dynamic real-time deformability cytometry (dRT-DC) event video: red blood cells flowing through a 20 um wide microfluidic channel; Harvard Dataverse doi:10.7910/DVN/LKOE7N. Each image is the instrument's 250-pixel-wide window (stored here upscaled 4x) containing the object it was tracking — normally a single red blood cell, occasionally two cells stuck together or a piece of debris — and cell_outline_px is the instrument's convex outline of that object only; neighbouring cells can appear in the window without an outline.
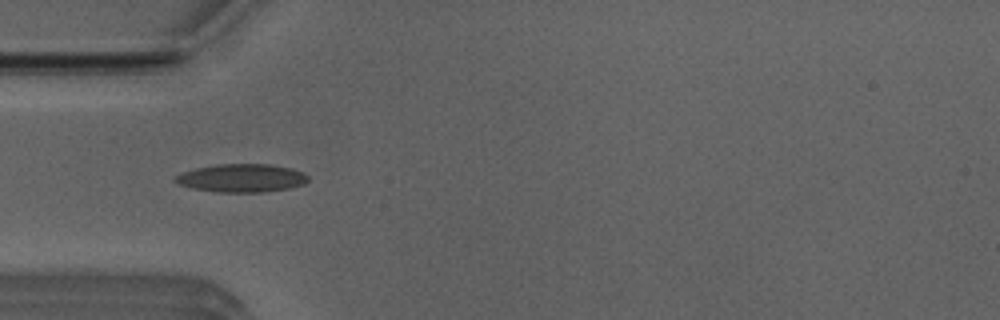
{"species": "Egyptian fruit bat (a non-hibernating species)", "species_latin": "Rousettus aegyptiacus", "temperature_condition": "room temperature", "stored_images_in_passage": 47, "camera_frame_rate_fps": 3000, "um_per_image_px": 0.085, "animal": {"sex": "male"}, "frame": {"image": 1, "passage_image": 11, "time_ms": 3.333, "image_size_px": [1000, 320], "cell_outline_px": [[308, 180], [304, 184], [288, 188], [268, 192], [216, 192], [192, 188], [180, 184], [172, 180], [176, 176], [184, 172], [196, 168], [216, 164], [272, 164], [292, 168], [304, 172], [308, 176]], "centroid_in_image_um": [20.57, 15.13], "position_along_channel_um": 64.4, "area_um2": 21.91}}
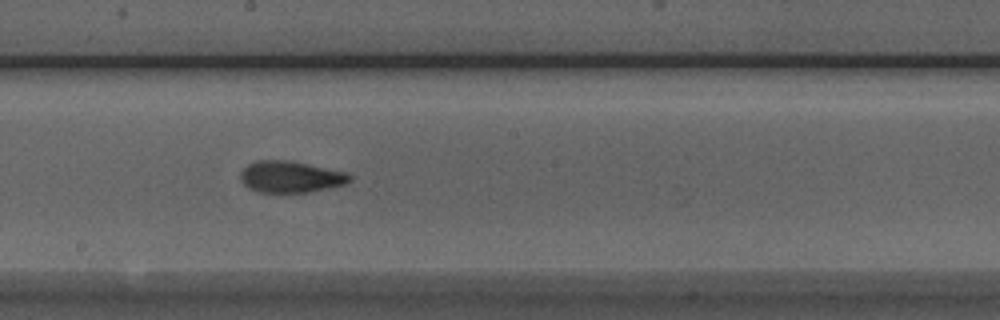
{"frame": {"image": 2, "passage_image": 23, "time_ms": 7.333, "image_size_px": [1000, 320], "cell_outline_px": [[352, 180], [344, 184], [328, 188], [308, 192], [260, 192], [248, 188], [240, 180], [240, 172], [248, 164], [256, 160], [288, 160], [344, 172], [352, 176]], "centroid_in_image_um": [24.66, 15.03], "position_along_channel_um": 223.5, "area_um2": 19.88}}
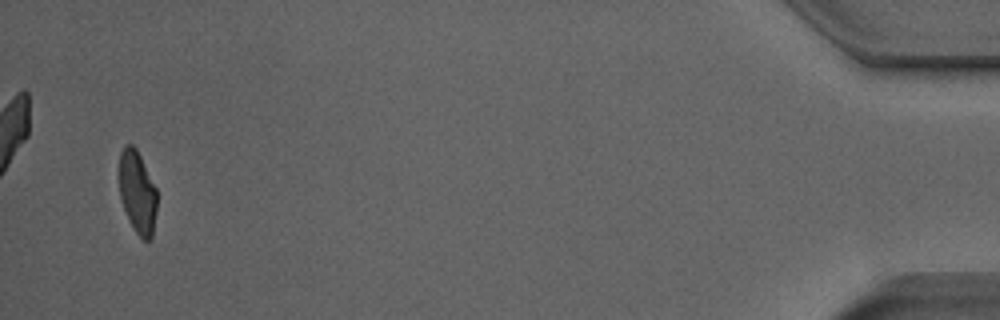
{"frame": {"image": 3, "passage_image": 45, "time_ms": 14.667, "image_size_px": [1000, 320], "cell_outline_px": [[156, 212], [152, 236], [148, 240], [144, 240], [136, 232], [128, 220], [120, 196], [120, 152], [128, 144], [132, 144], [136, 148], [156, 188]], "centroid_in_image_um": [11.68, 16.35], "position_along_channel_um": 423.5, "area_um2": 17.8}, "authors_computed_cell_mechanics": {"area_um2": 19.5942, "velocity_mm_per_s": 3.9777, "shape_relaxation_time_tau1_ms": 5.4057, "shape_relaxation_time_tau2_ms": 1.4917, "deformation_change_tau1": 0.204, "deformation_change_tau2": 0.0829}}